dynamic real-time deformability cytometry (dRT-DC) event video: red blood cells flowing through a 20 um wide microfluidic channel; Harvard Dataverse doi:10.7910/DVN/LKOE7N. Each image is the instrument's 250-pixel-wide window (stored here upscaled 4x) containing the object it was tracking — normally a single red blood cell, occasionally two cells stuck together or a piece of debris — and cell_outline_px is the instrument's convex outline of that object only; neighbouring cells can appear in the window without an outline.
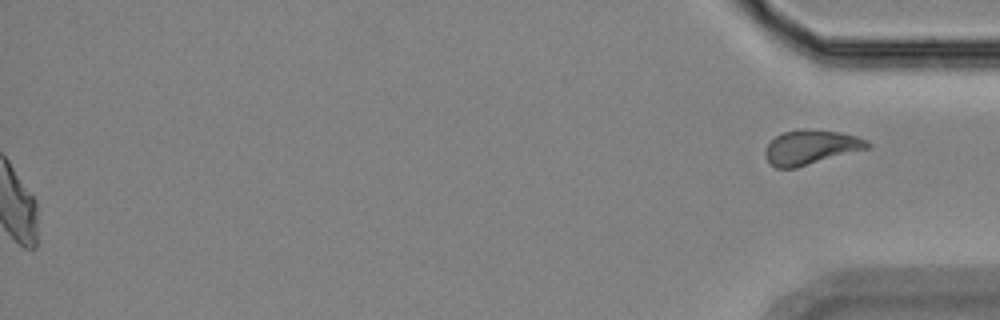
{"species": "Egyptian fruit bat (a non-hibernating species)", "species_latin": "Rousettus aegyptiacus", "temperature_condition": "room temperature", "stored_images_in_passage": 56, "segment_of_instrument_passage": [2, 2], "camera_frame_rate_fps": 3000, "um_per_image_px": 0.085, "animal": {"sex": "female"}, "frame": {"image": 1, "passage_image": 56, "time_ms": 18.333, "image_size_px": [1000, 320], "cell_outline_px": [[872, 144], [868, 148], [796, 168], [776, 168], [768, 160], [764, 152], [764, 148], [776, 136], [784, 132], [804, 128], [840, 132], [856, 136], [868, 140]], "centroid_in_image_um": [68.93, 12.51], "position_along_channel_um": 366.3, "area_um2": 20.46}}